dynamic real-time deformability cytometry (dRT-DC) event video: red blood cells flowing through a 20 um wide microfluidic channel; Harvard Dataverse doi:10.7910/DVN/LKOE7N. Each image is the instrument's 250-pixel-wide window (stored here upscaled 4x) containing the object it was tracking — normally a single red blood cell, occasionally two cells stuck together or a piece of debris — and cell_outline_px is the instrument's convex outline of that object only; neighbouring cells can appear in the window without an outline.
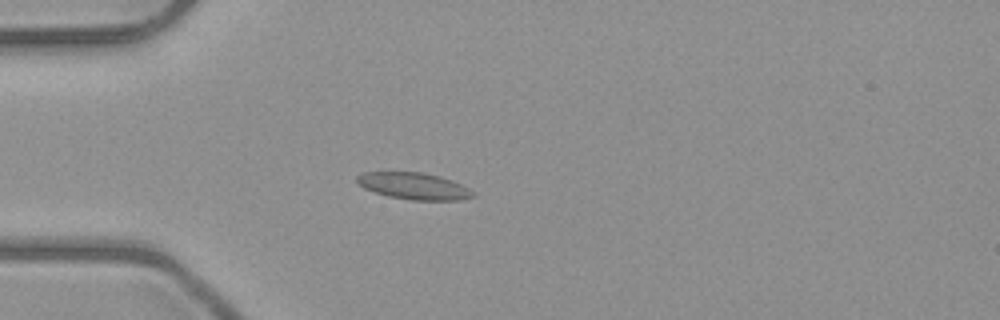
{"species": "common noctule bat (a hibernating species)", "species_latin": "Nyctalus noctula", "temperature_condition": "room temperature", "stored_images_in_passage": 42, "camera_frame_rate_fps": 3000, "um_per_image_px": 0.085, "animal": {"sex": "male", "body_mass_g": 23.1, "forearm_length_mm": 52.7}, "frame": {"image": 1, "passage_image": 5, "time_ms": 1.333, "image_size_px": [1000, 320], "cell_outline_px": [[476, 196], [460, 200], [412, 200], [388, 196], [364, 188], [356, 180], [356, 176], [364, 172], [420, 172], [440, 176], [452, 180], [476, 192]], "centroid_in_image_um": [35.22, 15.81], "position_along_channel_um": 49.8, "area_um2": 18.03}}
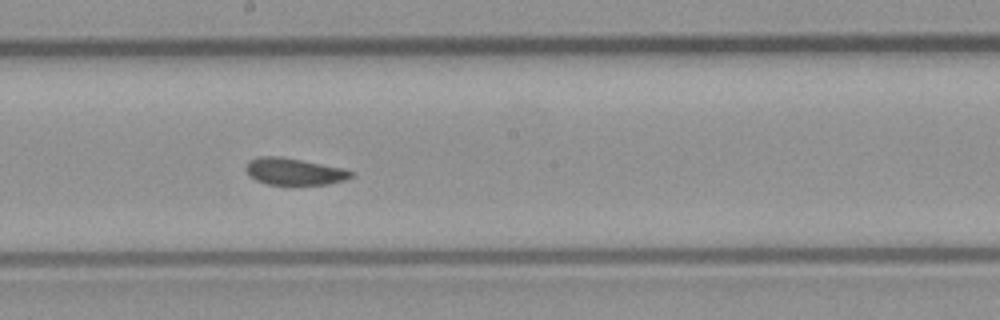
{"frame": {"image": 2, "passage_image": 19, "time_ms": 6.0, "image_size_px": [1000, 320], "cell_outline_px": [[352, 176], [344, 180], [328, 184], [288, 188], [268, 184], [256, 180], [244, 168], [248, 160], [260, 156], [280, 156], [340, 168], [352, 172]], "centroid_in_image_um": [24.95, 14.63], "position_along_channel_um": 223.3, "area_um2": 16.88}}
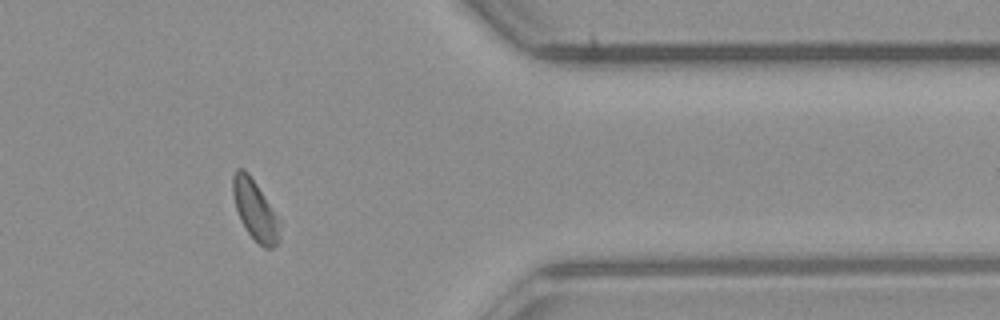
{"frame": {"image": 3, "passage_image": 33, "time_ms": 10.667, "image_size_px": [1000, 320], "cell_outline_px": [[280, 240], [272, 248], [264, 248], [248, 232], [240, 220], [236, 208], [232, 192], [232, 176], [236, 168], [244, 168], [248, 172], [280, 220]], "centroid_in_image_um": [21.67, 17.84], "position_along_channel_um": 389.7, "area_um2": 16.3}, "authors_computed_cell_mechanics": {"area_um2": 16.8487, "velocity_mm_per_s": 3.9963, "shape_relaxation_time_tau1_ms": 3.5389, "shape_relaxation_time_tau2_ms": 1.0608, "deformation_change_tau1": 0.0792, "deformation_change_tau2": 0.0693}}